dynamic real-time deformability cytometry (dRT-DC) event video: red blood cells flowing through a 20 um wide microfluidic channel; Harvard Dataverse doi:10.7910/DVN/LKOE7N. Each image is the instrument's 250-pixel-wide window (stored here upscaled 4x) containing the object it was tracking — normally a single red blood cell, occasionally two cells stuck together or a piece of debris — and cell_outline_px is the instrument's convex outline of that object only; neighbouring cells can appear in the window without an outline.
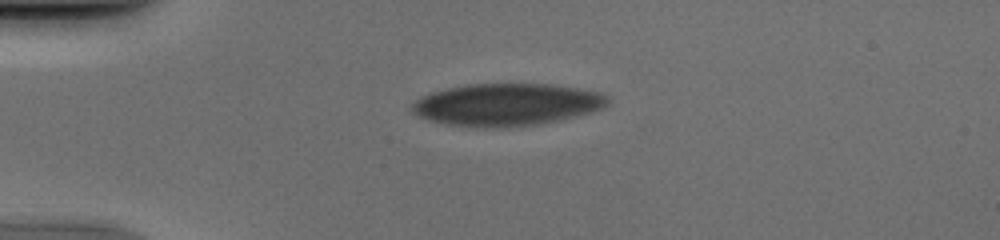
{"species": "human", "species_latin": "Homo sapiens", "temperature_condition": "cold", "stored_images_in_passage": 40, "camera_frame_rate_fps": 3000, "um_per_image_px": 0.085, "donor": {"sex": "male"}, "frame": {"image": 1, "passage_image": 1, "time_ms": 0.0, "image_size_px": [1000, 240], "cell_outline_px": [[612, 100], [604, 108], [592, 112], [576, 116], [540, 124], [496, 128], [448, 124], [428, 120], [412, 112], [412, 104], [416, 100], [432, 92], [448, 88], [468, 84], [548, 84], [576, 88], [600, 92], [608, 96]], "centroid_in_image_um": [43.13, 8.89], "position_along_channel_um": 41.9, "area_um2": 48.03}}
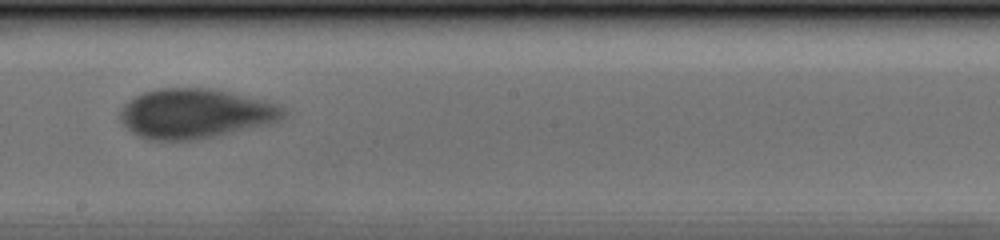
{"frame": {"image": 2, "passage_image": 18, "time_ms": 5.667, "image_size_px": [1000, 240], "cell_outline_px": [[288, 112], [284, 116], [268, 124], [212, 136], [192, 140], [144, 140], [132, 132], [120, 120], [120, 108], [128, 100], [144, 92], [160, 88], [208, 88], [268, 100], [280, 104]], "centroid_in_image_um": [16.58, 9.64], "position_along_channel_um": 231.6, "area_um2": 47.11}}
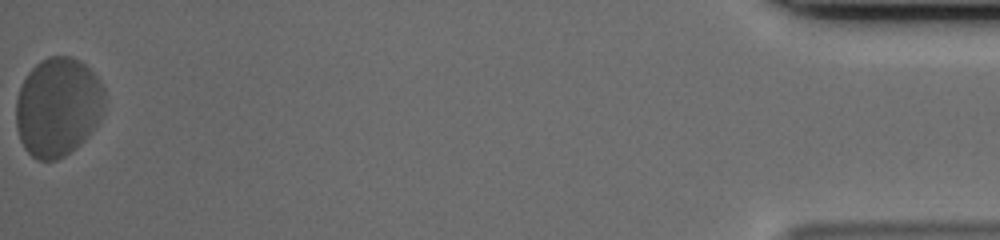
{"frame": {"image": 3, "passage_image": 40, "time_ms": 13.0, "image_size_px": [1000, 240], "cell_outline_px": [[104, 112], [100, 120], [84, 140], [76, 148], [64, 156], [56, 160], [36, 160], [24, 148], [20, 140], [16, 128], [16, 100], [20, 88], [28, 72], [40, 60], [48, 56], [72, 56], [80, 60], [100, 80], [104, 88]], "centroid_in_image_um": [4.92, 9.09], "position_along_channel_um": 430.3, "area_um2": 51.5}}